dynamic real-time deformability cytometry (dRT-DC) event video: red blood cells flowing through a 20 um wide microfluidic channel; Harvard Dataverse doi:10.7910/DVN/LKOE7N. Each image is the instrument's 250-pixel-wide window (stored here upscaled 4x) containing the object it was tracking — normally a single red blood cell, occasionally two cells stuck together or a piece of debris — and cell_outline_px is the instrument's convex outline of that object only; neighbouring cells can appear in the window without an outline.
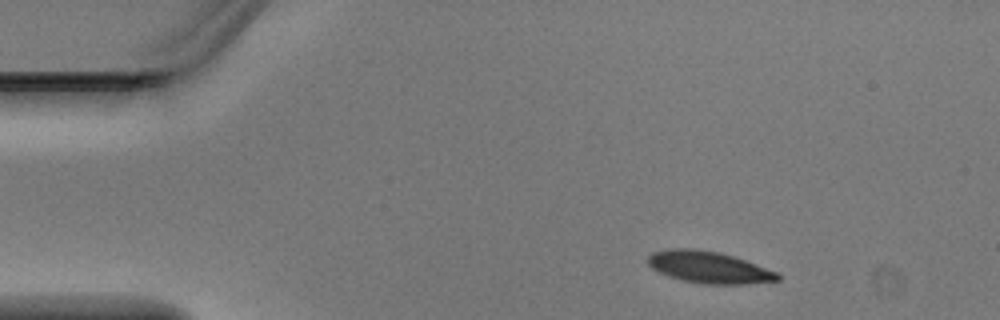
{"species": "Egyptian fruit bat (a non-hibernating species)", "species_latin": "Rousettus aegyptiacus", "temperature_condition": "warm", "stored_images_in_passage": 3, "camera_frame_rate_fps": 3000, "um_per_image_px": 0.085, "animal": {"sex": "male"}, "frame": {"image": 1, "passage_image": 1, "time_ms": 0.0, "image_size_px": [1000, 320], "cell_outline_px": [[780, 280], [748, 284], [704, 284], [684, 280], [668, 276], [652, 268], [644, 260], [652, 252], [668, 248], [692, 248], [720, 252], [780, 272]], "centroid_in_image_um": [60.25, 22.71], "position_along_channel_um": 24.8, "area_um2": 24.22}}
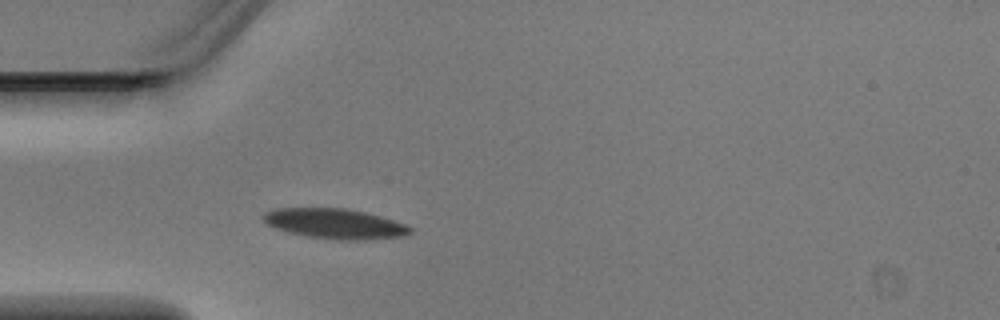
{"frame": {"image": 2, "passage_image": 3, "time_ms": 0.667, "image_size_px": [1000, 320], "cell_outline_px": [[412, 232], [400, 236], [360, 240], [340, 240], [308, 236], [288, 232], [276, 228], [268, 224], [264, 220], [264, 212], [276, 208], [348, 208], [380, 216], [404, 224], [412, 228]], "centroid_in_image_um": [28.45, 19.0], "position_along_channel_um": 56.6, "area_um2": 25.37}}